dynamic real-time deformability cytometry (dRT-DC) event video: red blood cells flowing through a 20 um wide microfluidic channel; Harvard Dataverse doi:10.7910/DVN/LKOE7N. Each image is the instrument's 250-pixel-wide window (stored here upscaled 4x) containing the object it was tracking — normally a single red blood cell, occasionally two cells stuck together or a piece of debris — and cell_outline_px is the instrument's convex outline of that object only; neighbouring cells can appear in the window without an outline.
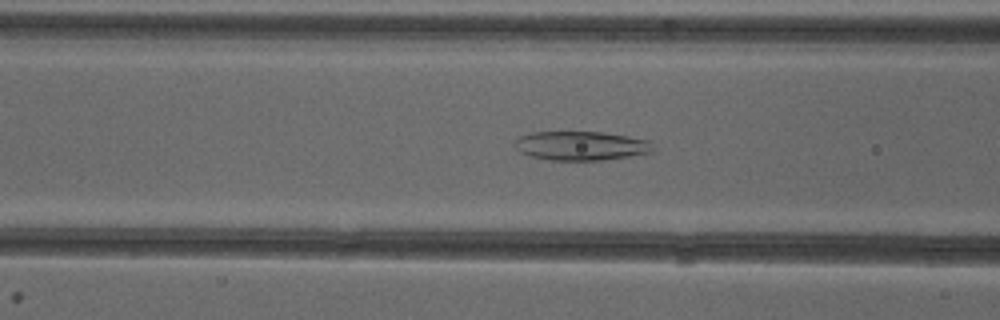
{"species": "common noctule bat (a hibernating species)", "species_latin": "Nyctalus noctula", "temperature_condition": "cold", "stored_images_in_passage": 51, "camera_frame_rate_fps": 3000, "um_per_image_px": 0.085, "animal": {"sex": "female"}, "frame": {"image": 1, "passage_image": 20, "time_ms": 6.333, "image_size_px": [1000, 320], "cell_outline_px": [[652, 152], [604, 160], [552, 160], [532, 156], [520, 152], [512, 144], [520, 136], [532, 132], [604, 132], [628, 136], [648, 140], [652, 148]], "centroid_in_image_um": [49.35, 12.38], "position_along_channel_um": 117.2, "area_um2": 23.24}}
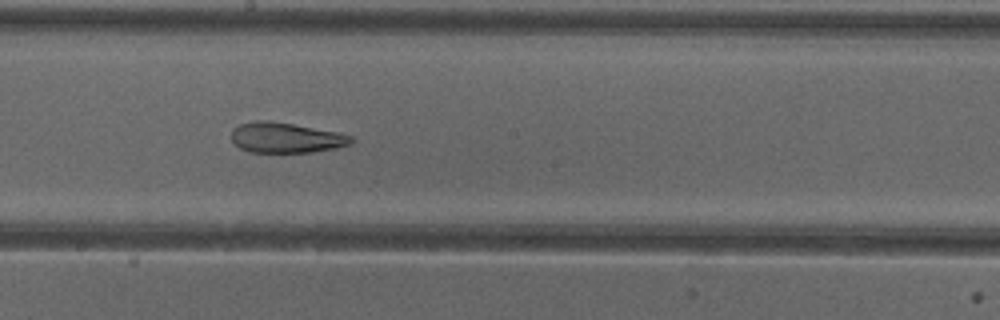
{"frame": {"image": 2, "passage_image": 28, "time_ms": 9.0, "image_size_px": [1000, 320], "cell_outline_px": [[356, 140], [352, 144], [336, 148], [312, 152], [252, 152], [240, 148], [232, 140], [232, 128], [240, 124], [252, 120], [268, 120], [292, 124], [336, 132], [352, 136]], "centroid_in_image_um": [24.31, 11.7], "position_along_channel_um": 223.9, "area_um2": 21.15}}
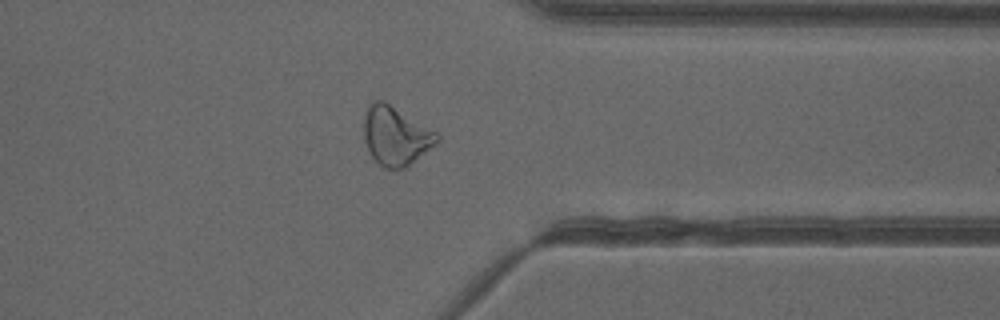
{"frame": {"image": 3, "passage_image": 40, "time_ms": 13.0, "image_size_px": [1000, 320], "cell_outline_px": [[440, 140], [436, 144], [404, 168], [384, 168], [372, 156], [364, 140], [364, 112], [368, 104], [372, 100], [384, 100], [440, 132]], "centroid_in_image_um": [33.66, 11.49], "position_along_channel_um": 377.7, "area_um2": 25.37}, "authors_computed_cell_mechanics": {"area_um2": 26.2412, "velocity_mm_per_s": 3.9927, "shape_relaxation_time_tau1_ms": null, "shape_relaxation_time_tau2_ms": 3.5399, "deformation_change_tau1": null, "deformation_change_tau2": 0.1273}}